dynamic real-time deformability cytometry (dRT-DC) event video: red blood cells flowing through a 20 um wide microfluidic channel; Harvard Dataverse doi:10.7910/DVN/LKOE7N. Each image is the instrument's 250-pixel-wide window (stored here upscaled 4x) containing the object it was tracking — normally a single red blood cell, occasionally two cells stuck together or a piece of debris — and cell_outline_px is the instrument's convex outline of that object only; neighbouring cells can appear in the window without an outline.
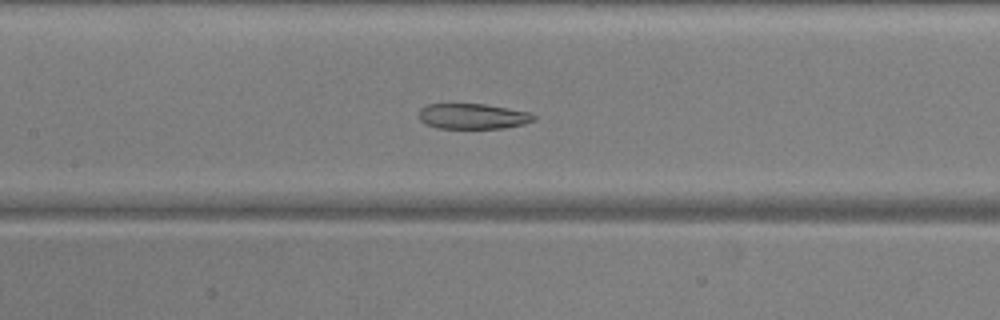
{"species": "common noctule bat (a hibernating species)", "species_latin": "Nyctalus noctula", "temperature_condition": "warm", "stored_images_in_passage": 38, "camera_frame_rate_fps": 3000, "um_per_image_px": 0.085, "animal": {"sex": "male", "body_mass_g": 20.5, "forearm_length_mm": 52.5}, "frame": {"image": 1, "passage_image": 16, "time_ms": 5.0, "image_size_px": [1000, 320], "cell_outline_px": [[536, 120], [524, 124], [504, 128], [436, 128], [424, 124], [416, 116], [420, 108], [428, 104], [484, 104], [532, 112], [536, 116]], "centroid_in_image_um": [40.17, 9.88], "position_along_channel_um": 167.2, "area_um2": 17.34}}
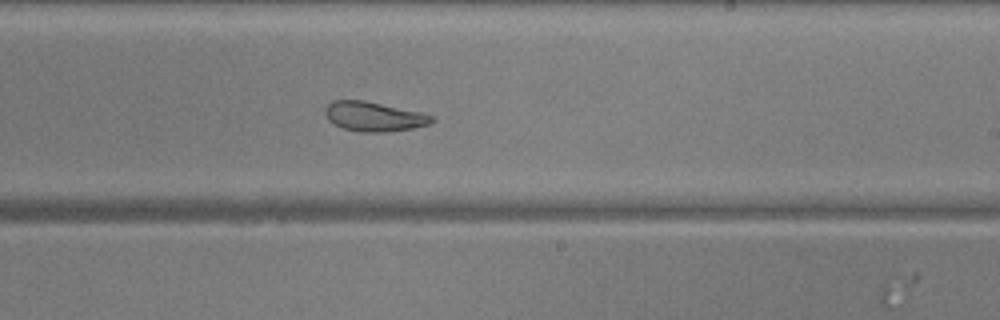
{"frame": {"image": 2, "passage_image": 23, "time_ms": 7.333, "image_size_px": [1000, 320], "cell_outline_px": [[436, 120], [428, 124], [412, 128], [384, 132], [360, 132], [344, 128], [328, 120], [324, 112], [324, 108], [332, 100], [364, 100], [424, 112], [436, 116]], "centroid_in_image_um": [31.82, 9.89], "position_along_channel_um": 257.2, "area_um2": 18.55}}
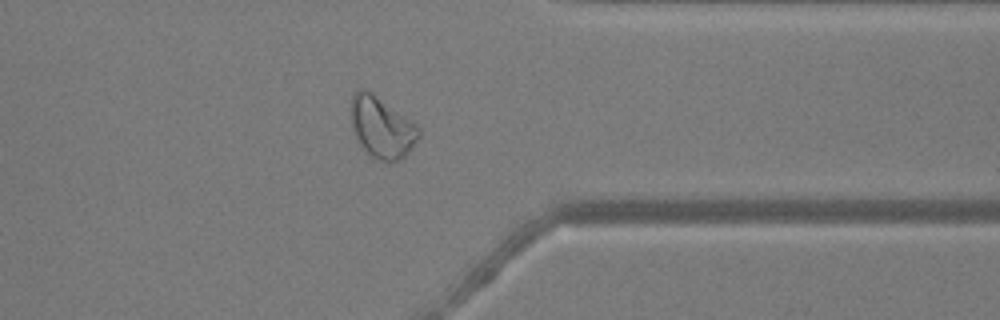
{"frame": {"image": 3, "passage_image": 33, "time_ms": 10.667, "image_size_px": [1000, 320], "cell_outline_px": [[420, 136], [412, 148], [400, 160], [388, 164], [372, 160], [356, 140], [352, 132], [352, 92], [356, 88], [364, 88], [372, 92], [412, 120], [420, 128]], "centroid_in_image_um": [32.44, 10.86], "position_along_channel_um": 379.0, "area_um2": 24.91}}